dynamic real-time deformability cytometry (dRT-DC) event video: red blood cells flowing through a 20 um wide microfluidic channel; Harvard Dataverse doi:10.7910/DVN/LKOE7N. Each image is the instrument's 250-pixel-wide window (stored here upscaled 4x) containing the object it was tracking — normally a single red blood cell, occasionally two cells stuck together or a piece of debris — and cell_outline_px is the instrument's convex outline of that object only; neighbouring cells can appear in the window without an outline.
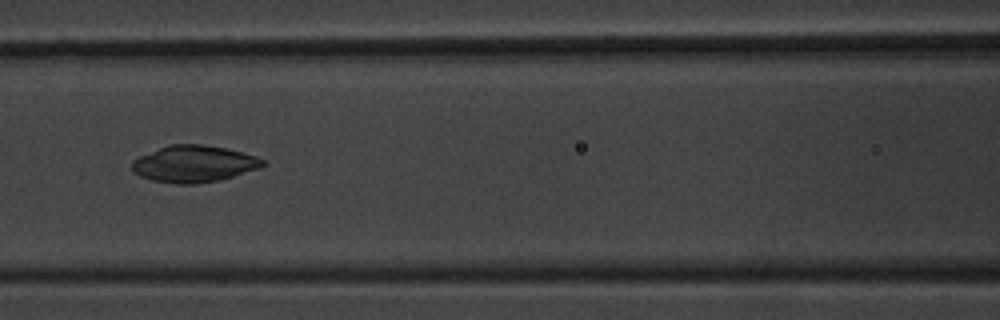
{"species": "common noctule bat (a hibernating species)", "species_latin": "Nyctalus noctula", "temperature_condition": "warm", "stored_images_in_passage": 9, "camera_frame_rate_fps": 3000, "um_per_image_px": 0.085, "animal": {"sex": "male", "body_mass_g": 20.1, "forearm_length_mm": 53.5}, "frame": {"image": 1, "passage_image": 7, "time_ms": 6.667, "image_size_px": [1000, 320], "cell_outline_px": [[264, 164], [260, 168], [220, 180], [192, 184], [176, 184], [152, 180], [140, 176], [132, 172], [132, 160], [140, 156], [168, 144], [204, 144], [244, 152], [256, 156], [264, 160]], "centroid_in_image_um": [16.47, 13.92], "position_along_channel_um": 150.1, "area_um2": 28.03}}
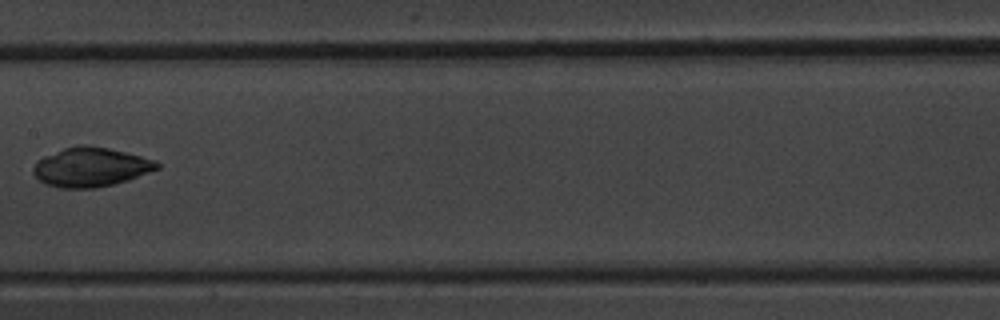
{"frame": {"image": 2, "passage_image": 8, "time_ms": 8.0, "image_size_px": [1000, 320], "cell_outline_px": [[160, 168], [128, 180], [96, 188], [60, 188], [44, 184], [32, 172], [32, 168], [36, 160], [44, 156], [64, 148], [80, 144], [88, 144], [108, 148], [140, 156], [152, 160], [160, 164]], "centroid_in_image_um": [7.67, 14.2], "position_along_channel_um": 199.7, "area_um2": 28.26}}
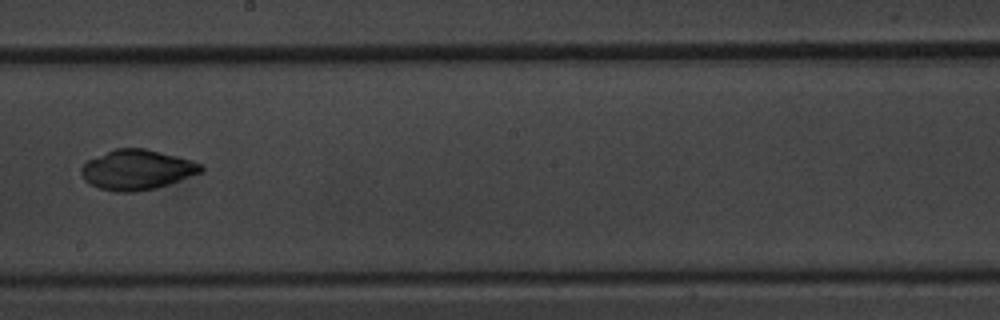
{"frame": {"image": 3, "passage_image": 9, "time_ms": 9.0, "image_size_px": [1000, 320], "cell_outline_px": [[204, 172], [156, 188], [136, 192], [116, 192], [100, 188], [88, 184], [84, 180], [80, 172], [80, 168], [88, 160], [116, 148], [144, 148], [176, 156], [200, 164], [204, 168]], "centroid_in_image_um": [11.62, 14.44], "position_along_channel_um": 236.6, "area_um2": 27.8}}